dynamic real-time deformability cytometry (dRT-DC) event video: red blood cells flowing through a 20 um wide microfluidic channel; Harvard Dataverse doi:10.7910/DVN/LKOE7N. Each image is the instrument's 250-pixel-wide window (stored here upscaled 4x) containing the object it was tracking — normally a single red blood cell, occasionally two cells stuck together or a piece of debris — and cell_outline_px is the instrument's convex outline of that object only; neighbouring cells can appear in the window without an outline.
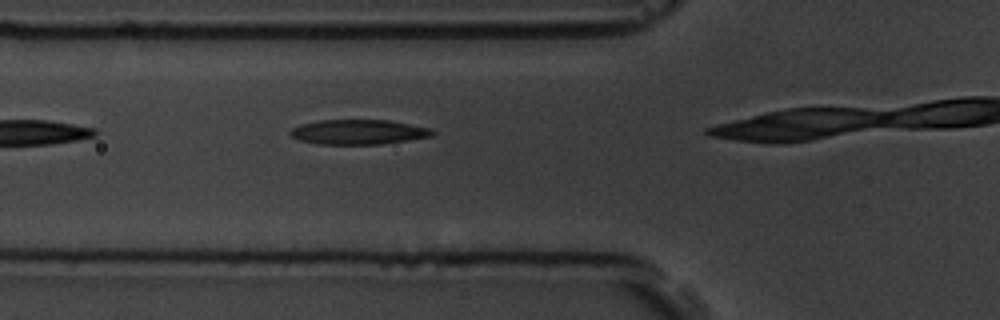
{"species": "common noctule bat (a hibernating species)", "species_latin": "Nyctalus noctula", "temperature_condition": "room temperature", "stored_images_in_passage": 6, "camera_frame_rate_fps": 3000, "um_per_image_px": 0.085, "animal": {"sex": "male", "body_mass_g": 19.5, "forearm_length_mm": 54.6}, "frame": {"image": 1, "passage_image": 4, "time_ms": 3.333, "image_size_px": [1000, 320], "cell_outline_px": [[436, 132], [432, 136], [408, 140], [380, 144], [316, 144], [300, 140], [292, 136], [288, 132], [292, 128], [300, 124], [320, 120], [388, 120], [432, 128]], "centroid_in_image_um": [30.47, 11.22], "position_along_channel_um": 95.3, "area_um2": 20.58}}